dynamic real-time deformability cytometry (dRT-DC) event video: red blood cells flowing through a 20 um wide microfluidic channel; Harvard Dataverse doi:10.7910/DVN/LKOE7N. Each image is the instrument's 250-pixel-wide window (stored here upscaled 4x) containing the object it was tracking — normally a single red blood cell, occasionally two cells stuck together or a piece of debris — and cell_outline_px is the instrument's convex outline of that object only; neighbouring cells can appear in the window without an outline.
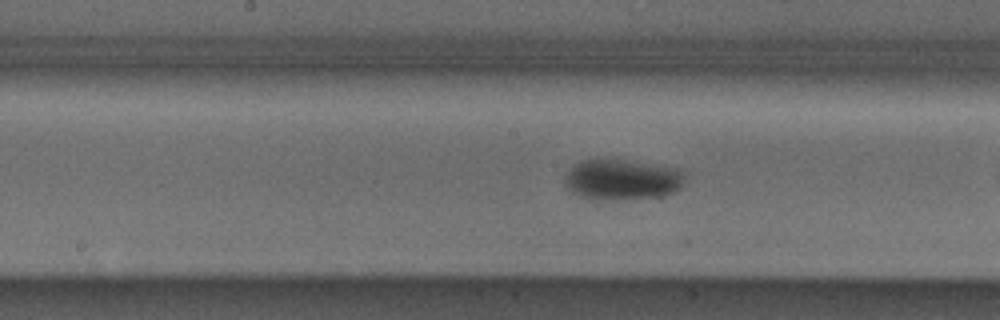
{"species": "Egyptian fruit bat (a non-hibernating species)", "species_latin": "Rousettus aegyptiacus", "temperature_condition": "cold", "stored_images_in_passage": 48, "camera_frame_rate_fps": 3000, "um_per_image_px": 0.085, "animal": {"sex": "male"}, "frame": {"image": 1, "passage_image": 26, "time_ms": 8.333, "image_size_px": [1000, 320], "cell_outline_px": [[684, 184], [680, 188], [672, 192], [652, 196], [580, 196], [568, 188], [564, 184], [564, 176], [568, 168], [584, 160], [620, 160], [676, 168], [684, 172]], "centroid_in_image_um": [52.86, 15.2], "position_along_channel_um": 195.3, "area_um2": 26.65}, "authors_computed_cell_mechanics": {"area_um2": 25.3164, "velocity_mm_per_s": 3.8409, "shape_relaxation_time_tau1_ms": 5.9307, "shape_relaxation_time_tau2_ms": null, "deformation_change_tau1": 0.0895, "deformation_change_tau2": null}}